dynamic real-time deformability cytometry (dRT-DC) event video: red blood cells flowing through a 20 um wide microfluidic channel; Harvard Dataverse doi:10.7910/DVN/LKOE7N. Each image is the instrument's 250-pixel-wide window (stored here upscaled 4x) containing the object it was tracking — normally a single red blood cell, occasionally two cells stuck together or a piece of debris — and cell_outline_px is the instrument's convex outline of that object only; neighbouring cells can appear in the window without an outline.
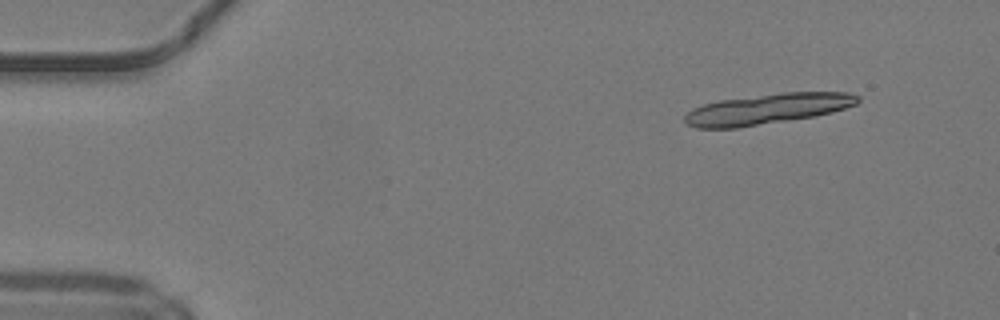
{"species": "common noctule bat (a hibernating species)", "species_latin": "Nyctalus noctula", "temperature_condition": "warm", "stored_images_in_passage": 6, "camera_frame_rate_fps": 3000, "um_per_image_px": 0.085, "animal": {"sex": "male", "body_mass_g": 19.2, "forearm_length_mm": 51.8}, "frame": {"image": 1, "passage_image": 1, "time_ms": 0.0, "image_size_px": [1000, 320], "cell_outline_px": [[860, 100], [856, 104], [832, 112], [816, 116], [736, 128], [696, 128], [688, 124], [684, 120], [684, 116], [692, 108], [704, 104], [720, 100], [784, 92], [848, 92], [860, 96]], "centroid_in_image_um": [65.24, 9.26], "position_along_channel_um": 19.8, "area_um2": 30.63}}